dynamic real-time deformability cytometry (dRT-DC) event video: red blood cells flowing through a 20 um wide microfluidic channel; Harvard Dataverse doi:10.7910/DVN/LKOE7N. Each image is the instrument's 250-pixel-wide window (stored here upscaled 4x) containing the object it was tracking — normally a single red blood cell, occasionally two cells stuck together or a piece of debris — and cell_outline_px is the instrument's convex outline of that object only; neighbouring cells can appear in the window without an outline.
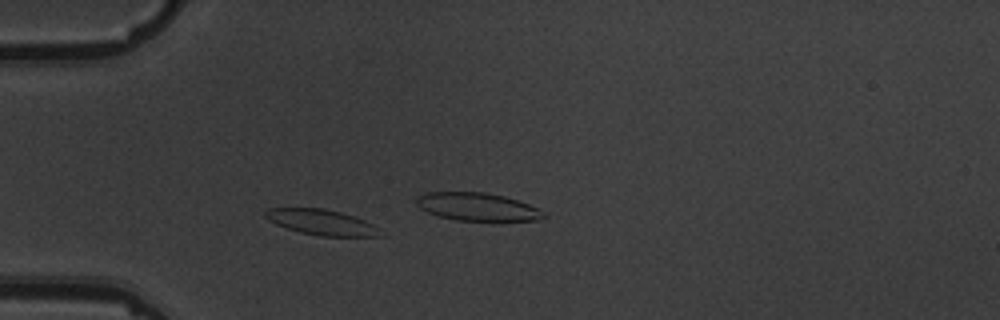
{"species": "common noctule bat (a hibernating species)", "species_latin": "Nyctalus noctula", "temperature_condition": "warm", "stored_images_in_passage": 8, "camera_frame_rate_fps": 3000, "um_per_image_px": 0.085, "animal": {"sex": "male", "body_mass_g": 19.5, "forearm_length_mm": 54.6}, "frame": {"image": 1, "passage_image": 5, "time_ms": 4.333, "image_size_px": [1000, 320], "cell_outline_px": [[384, 236], [320, 236], [300, 232], [276, 224], [268, 220], [264, 216], [264, 212], [268, 208], [324, 208], [356, 216], [372, 224]], "centroid_in_image_um": [27.31, 18.88], "position_along_channel_um": 57.7, "area_um2": 16.99}}
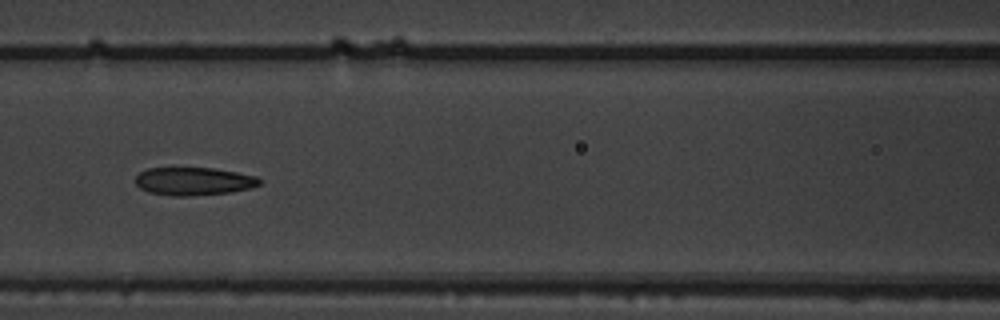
{"frame": {"image": 2, "passage_image": 8, "time_ms": 8.0, "image_size_px": [1000, 320], "cell_outline_px": [[260, 184], [252, 188], [232, 192], [188, 196], [172, 196], [148, 192], [140, 188], [136, 184], [136, 176], [140, 172], [148, 168], [212, 168], [236, 172], [256, 176], [260, 180]], "centroid_in_image_um": [16.46, 15.41], "position_along_channel_um": 150.1, "area_um2": 20.23}}